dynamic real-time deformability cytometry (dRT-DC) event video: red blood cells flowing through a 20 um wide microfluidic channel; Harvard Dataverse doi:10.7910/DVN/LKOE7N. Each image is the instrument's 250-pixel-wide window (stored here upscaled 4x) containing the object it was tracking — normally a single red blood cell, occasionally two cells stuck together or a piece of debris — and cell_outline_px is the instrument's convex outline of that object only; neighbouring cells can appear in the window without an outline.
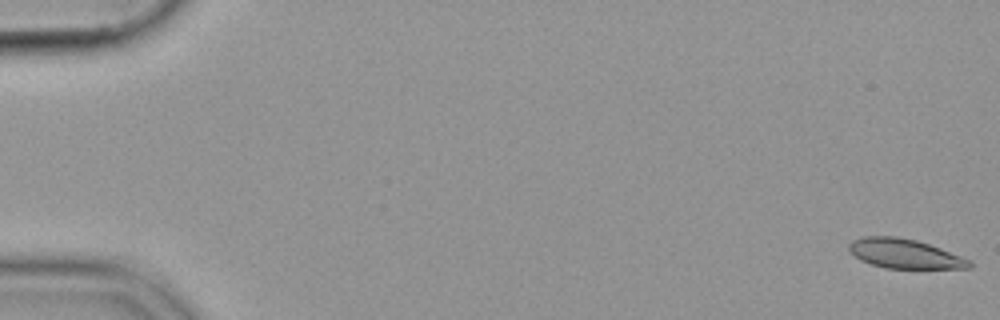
{"species": "common noctule bat (a hibernating species)", "species_latin": "Nyctalus noctula", "temperature_condition": "cold", "stored_images_in_passage": 55, "camera_frame_rate_fps": 3000, "um_per_image_px": 0.085, "animal": {"sex": "female", "body_mass_g": 19.9}, "frame": {"image": 1, "passage_image": 1, "time_ms": 0.0, "image_size_px": [1000, 320], "cell_outline_px": [[972, 268], [884, 268], [860, 260], [848, 252], [848, 244], [852, 240], [864, 236], [896, 236], [916, 240], [940, 248], [972, 260]], "centroid_in_image_um": [76.86, 21.56], "position_along_channel_um": 8.1, "area_um2": 20.75}}
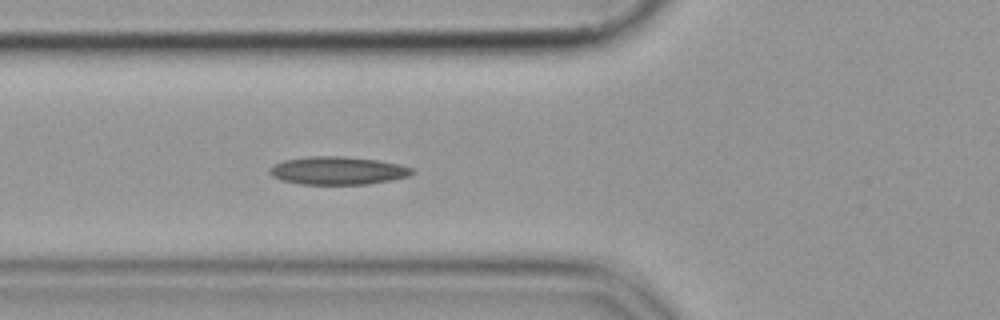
{"frame": {"image": 2, "passage_image": 21, "time_ms": 6.667, "image_size_px": [1000, 320], "cell_outline_px": [[416, 172], [408, 176], [368, 184], [300, 184], [280, 180], [272, 176], [268, 172], [268, 168], [284, 160], [312, 156], [344, 156], [376, 160], [400, 164], [412, 168]], "centroid_in_image_um": [28.69, 14.5], "position_along_channel_um": 97.1, "area_um2": 23.18}}
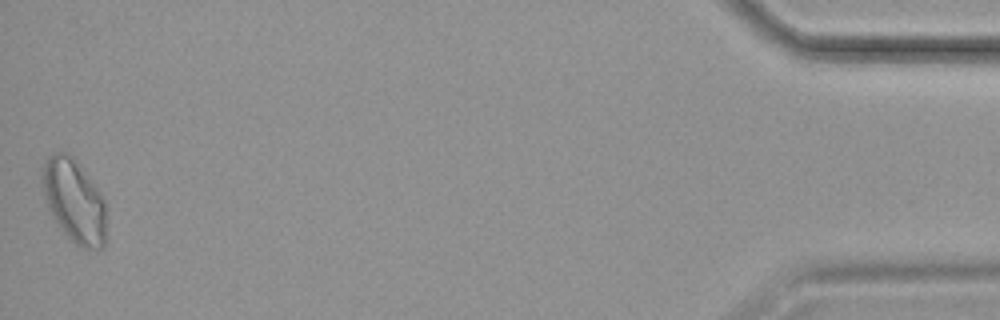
{"frame": {"image": 3, "passage_image": 55, "time_ms": 18.0, "image_size_px": [1000, 320], "cell_outline_px": [[108, 240], [104, 248], [96, 252], [88, 252], [80, 248], [64, 232], [52, 216], [48, 208], [44, 196], [40, 180], [40, 168], [48, 156], [56, 152], [64, 152], [72, 156], [104, 200]], "centroid_in_image_um": [6.31, 17.17], "position_along_channel_um": 428.9, "area_um2": 31.62}}